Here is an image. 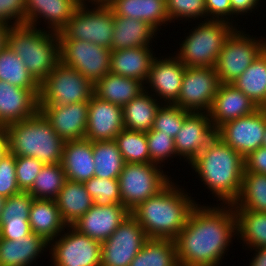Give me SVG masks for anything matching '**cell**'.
Here are the masks:
<instances>
[{
    "label": "cell",
    "instance_id": "cell-1",
    "mask_svg": "<svg viewBox=\"0 0 266 266\" xmlns=\"http://www.w3.org/2000/svg\"><path fill=\"white\" fill-rule=\"evenodd\" d=\"M236 238V216L232 205L197 204L174 239L178 264L221 266Z\"/></svg>",
    "mask_w": 266,
    "mask_h": 266
},
{
    "label": "cell",
    "instance_id": "cell-2",
    "mask_svg": "<svg viewBox=\"0 0 266 266\" xmlns=\"http://www.w3.org/2000/svg\"><path fill=\"white\" fill-rule=\"evenodd\" d=\"M201 181L204 190L208 189L213 201L219 205H232L238 198L243 172L244 158L217 135L189 164Z\"/></svg>",
    "mask_w": 266,
    "mask_h": 266
},
{
    "label": "cell",
    "instance_id": "cell-3",
    "mask_svg": "<svg viewBox=\"0 0 266 266\" xmlns=\"http://www.w3.org/2000/svg\"><path fill=\"white\" fill-rule=\"evenodd\" d=\"M178 183L172 179L156 195L130 211L148 238L174 240L186 225L192 209L201 204Z\"/></svg>",
    "mask_w": 266,
    "mask_h": 266
},
{
    "label": "cell",
    "instance_id": "cell-4",
    "mask_svg": "<svg viewBox=\"0 0 266 266\" xmlns=\"http://www.w3.org/2000/svg\"><path fill=\"white\" fill-rule=\"evenodd\" d=\"M7 45L23 60L28 72L40 84L60 62L57 32L27 24L11 26Z\"/></svg>",
    "mask_w": 266,
    "mask_h": 266
},
{
    "label": "cell",
    "instance_id": "cell-5",
    "mask_svg": "<svg viewBox=\"0 0 266 266\" xmlns=\"http://www.w3.org/2000/svg\"><path fill=\"white\" fill-rule=\"evenodd\" d=\"M8 151L15 156L33 157L43 164L62 161L65 141L38 111L34 116L5 126Z\"/></svg>",
    "mask_w": 266,
    "mask_h": 266
},
{
    "label": "cell",
    "instance_id": "cell-6",
    "mask_svg": "<svg viewBox=\"0 0 266 266\" xmlns=\"http://www.w3.org/2000/svg\"><path fill=\"white\" fill-rule=\"evenodd\" d=\"M193 25L173 54L186 67H215L225 41L237 27L222 20L195 21Z\"/></svg>",
    "mask_w": 266,
    "mask_h": 266
},
{
    "label": "cell",
    "instance_id": "cell-7",
    "mask_svg": "<svg viewBox=\"0 0 266 266\" xmlns=\"http://www.w3.org/2000/svg\"><path fill=\"white\" fill-rule=\"evenodd\" d=\"M114 13L105 2H82L58 33L59 40L88 41L112 50Z\"/></svg>",
    "mask_w": 266,
    "mask_h": 266
},
{
    "label": "cell",
    "instance_id": "cell-8",
    "mask_svg": "<svg viewBox=\"0 0 266 266\" xmlns=\"http://www.w3.org/2000/svg\"><path fill=\"white\" fill-rule=\"evenodd\" d=\"M94 84L61 61L39 84L38 105H67L89 102Z\"/></svg>",
    "mask_w": 266,
    "mask_h": 266
},
{
    "label": "cell",
    "instance_id": "cell-9",
    "mask_svg": "<svg viewBox=\"0 0 266 266\" xmlns=\"http://www.w3.org/2000/svg\"><path fill=\"white\" fill-rule=\"evenodd\" d=\"M155 163H125L118 177L121 204L129 211L156 195L174 177Z\"/></svg>",
    "mask_w": 266,
    "mask_h": 266
},
{
    "label": "cell",
    "instance_id": "cell-10",
    "mask_svg": "<svg viewBox=\"0 0 266 266\" xmlns=\"http://www.w3.org/2000/svg\"><path fill=\"white\" fill-rule=\"evenodd\" d=\"M245 29L237 27L224 43L215 65L220 83H233L266 49V37L250 35Z\"/></svg>",
    "mask_w": 266,
    "mask_h": 266
},
{
    "label": "cell",
    "instance_id": "cell-11",
    "mask_svg": "<svg viewBox=\"0 0 266 266\" xmlns=\"http://www.w3.org/2000/svg\"><path fill=\"white\" fill-rule=\"evenodd\" d=\"M49 254L50 266H101V242L72 226L49 242Z\"/></svg>",
    "mask_w": 266,
    "mask_h": 266
},
{
    "label": "cell",
    "instance_id": "cell-12",
    "mask_svg": "<svg viewBox=\"0 0 266 266\" xmlns=\"http://www.w3.org/2000/svg\"><path fill=\"white\" fill-rule=\"evenodd\" d=\"M111 50L88 41L60 40V61L95 84L110 73Z\"/></svg>",
    "mask_w": 266,
    "mask_h": 266
},
{
    "label": "cell",
    "instance_id": "cell-13",
    "mask_svg": "<svg viewBox=\"0 0 266 266\" xmlns=\"http://www.w3.org/2000/svg\"><path fill=\"white\" fill-rule=\"evenodd\" d=\"M220 85L215 67H186L179 98L174 103L193 113H207Z\"/></svg>",
    "mask_w": 266,
    "mask_h": 266
},
{
    "label": "cell",
    "instance_id": "cell-14",
    "mask_svg": "<svg viewBox=\"0 0 266 266\" xmlns=\"http://www.w3.org/2000/svg\"><path fill=\"white\" fill-rule=\"evenodd\" d=\"M148 239L139 222L130 214L101 243V266H129Z\"/></svg>",
    "mask_w": 266,
    "mask_h": 266
},
{
    "label": "cell",
    "instance_id": "cell-15",
    "mask_svg": "<svg viewBox=\"0 0 266 266\" xmlns=\"http://www.w3.org/2000/svg\"><path fill=\"white\" fill-rule=\"evenodd\" d=\"M266 129V108L227 121L216 129V135L243 158L260 148Z\"/></svg>",
    "mask_w": 266,
    "mask_h": 266
},
{
    "label": "cell",
    "instance_id": "cell-16",
    "mask_svg": "<svg viewBox=\"0 0 266 266\" xmlns=\"http://www.w3.org/2000/svg\"><path fill=\"white\" fill-rule=\"evenodd\" d=\"M185 70L186 66L174 54L158 55L152 62L144 89L159 102L174 104L179 98Z\"/></svg>",
    "mask_w": 266,
    "mask_h": 266
},
{
    "label": "cell",
    "instance_id": "cell-17",
    "mask_svg": "<svg viewBox=\"0 0 266 266\" xmlns=\"http://www.w3.org/2000/svg\"><path fill=\"white\" fill-rule=\"evenodd\" d=\"M216 136V128L208 113L191 112L174 138L179 160L188 165Z\"/></svg>",
    "mask_w": 266,
    "mask_h": 266
},
{
    "label": "cell",
    "instance_id": "cell-18",
    "mask_svg": "<svg viewBox=\"0 0 266 266\" xmlns=\"http://www.w3.org/2000/svg\"><path fill=\"white\" fill-rule=\"evenodd\" d=\"M88 102L67 105H39V112L64 141L85 139Z\"/></svg>",
    "mask_w": 266,
    "mask_h": 266
},
{
    "label": "cell",
    "instance_id": "cell-19",
    "mask_svg": "<svg viewBox=\"0 0 266 266\" xmlns=\"http://www.w3.org/2000/svg\"><path fill=\"white\" fill-rule=\"evenodd\" d=\"M85 139L110 141L124 129L123 107L93 95L89 100Z\"/></svg>",
    "mask_w": 266,
    "mask_h": 266
},
{
    "label": "cell",
    "instance_id": "cell-20",
    "mask_svg": "<svg viewBox=\"0 0 266 266\" xmlns=\"http://www.w3.org/2000/svg\"><path fill=\"white\" fill-rule=\"evenodd\" d=\"M81 3L80 0H25V24L59 33Z\"/></svg>",
    "mask_w": 266,
    "mask_h": 266
},
{
    "label": "cell",
    "instance_id": "cell-21",
    "mask_svg": "<svg viewBox=\"0 0 266 266\" xmlns=\"http://www.w3.org/2000/svg\"><path fill=\"white\" fill-rule=\"evenodd\" d=\"M129 215L130 211L121 203L105 206L94 204L72 227L102 243Z\"/></svg>",
    "mask_w": 266,
    "mask_h": 266
},
{
    "label": "cell",
    "instance_id": "cell-22",
    "mask_svg": "<svg viewBox=\"0 0 266 266\" xmlns=\"http://www.w3.org/2000/svg\"><path fill=\"white\" fill-rule=\"evenodd\" d=\"M39 89H24L0 80V125L34 116L39 111Z\"/></svg>",
    "mask_w": 266,
    "mask_h": 266
},
{
    "label": "cell",
    "instance_id": "cell-23",
    "mask_svg": "<svg viewBox=\"0 0 266 266\" xmlns=\"http://www.w3.org/2000/svg\"><path fill=\"white\" fill-rule=\"evenodd\" d=\"M257 109L259 107L234 85L220 83L207 113L212 124L217 129L223 123L248 116Z\"/></svg>",
    "mask_w": 266,
    "mask_h": 266
},
{
    "label": "cell",
    "instance_id": "cell-24",
    "mask_svg": "<svg viewBox=\"0 0 266 266\" xmlns=\"http://www.w3.org/2000/svg\"><path fill=\"white\" fill-rule=\"evenodd\" d=\"M154 45L112 49L110 73L136 79L145 84L154 58Z\"/></svg>",
    "mask_w": 266,
    "mask_h": 266
},
{
    "label": "cell",
    "instance_id": "cell-25",
    "mask_svg": "<svg viewBox=\"0 0 266 266\" xmlns=\"http://www.w3.org/2000/svg\"><path fill=\"white\" fill-rule=\"evenodd\" d=\"M48 251L49 243L33 232L15 240L0 238V266H32Z\"/></svg>",
    "mask_w": 266,
    "mask_h": 266
},
{
    "label": "cell",
    "instance_id": "cell-26",
    "mask_svg": "<svg viewBox=\"0 0 266 266\" xmlns=\"http://www.w3.org/2000/svg\"><path fill=\"white\" fill-rule=\"evenodd\" d=\"M93 142L88 139L65 141L61 165L66 179L84 183L95 175Z\"/></svg>",
    "mask_w": 266,
    "mask_h": 266
},
{
    "label": "cell",
    "instance_id": "cell-27",
    "mask_svg": "<svg viewBox=\"0 0 266 266\" xmlns=\"http://www.w3.org/2000/svg\"><path fill=\"white\" fill-rule=\"evenodd\" d=\"M105 3L116 16L147 22L160 35L162 34L160 31H163L162 28L170 23L165 0H106Z\"/></svg>",
    "mask_w": 266,
    "mask_h": 266
},
{
    "label": "cell",
    "instance_id": "cell-28",
    "mask_svg": "<svg viewBox=\"0 0 266 266\" xmlns=\"http://www.w3.org/2000/svg\"><path fill=\"white\" fill-rule=\"evenodd\" d=\"M157 34L159 35V32L147 22L114 14L112 49L153 45L152 43L157 42Z\"/></svg>",
    "mask_w": 266,
    "mask_h": 266
},
{
    "label": "cell",
    "instance_id": "cell-29",
    "mask_svg": "<svg viewBox=\"0 0 266 266\" xmlns=\"http://www.w3.org/2000/svg\"><path fill=\"white\" fill-rule=\"evenodd\" d=\"M28 221L31 232L43 237L48 243L56 239L67 227L53 199L34 198Z\"/></svg>",
    "mask_w": 266,
    "mask_h": 266
},
{
    "label": "cell",
    "instance_id": "cell-30",
    "mask_svg": "<svg viewBox=\"0 0 266 266\" xmlns=\"http://www.w3.org/2000/svg\"><path fill=\"white\" fill-rule=\"evenodd\" d=\"M144 90L142 82L112 73H107L94 84L95 96L121 107H124Z\"/></svg>",
    "mask_w": 266,
    "mask_h": 266
},
{
    "label": "cell",
    "instance_id": "cell-31",
    "mask_svg": "<svg viewBox=\"0 0 266 266\" xmlns=\"http://www.w3.org/2000/svg\"><path fill=\"white\" fill-rule=\"evenodd\" d=\"M55 201L62 220L67 226H72L94 205L93 198L84 184L68 179Z\"/></svg>",
    "mask_w": 266,
    "mask_h": 266
},
{
    "label": "cell",
    "instance_id": "cell-32",
    "mask_svg": "<svg viewBox=\"0 0 266 266\" xmlns=\"http://www.w3.org/2000/svg\"><path fill=\"white\" fill-rule=\"evenodd\" d=\"M161 104L150 92L144 90L123 107L124 128L148 132L153 127L157 110Z\"/></svg>",
    "mask_w": 266,
    "mask_h": 266
},
{
    "label": "cell",
    "instance_id": "cell-33",
    "mask_svg": "<svg viewBox=\"0 0 266 266\" xmlns=\"http://www.w3.org/2000/svg\"><path fill=\"white\" fill-rule=\"evenodd\" d=\"M234 213L237 240L243 243L242 249L266 247V212L234 210Z\"/></svg>",
    "mask_w": 266,
    "mask_h": 266
},
{
    "label": "cell",
    "instance_id": "cell-34",
    "mask_svg": "<svg viewBox=\"0 0 266 266\" xmlns=\"http://www.w3.org/2000/svg\"><path fill=\"white\" fill-rule=\"evenodd\" d=\"M231 84L259 108H266V49Z\"/></svg>",
    "mask_w": 266,
    "mask_h": 266
},
{
    "label": "cell",
    "instance_id": "cell-35",
    "mask_svg": "<svg viewBox=\"0 0 266 266\" xmlns=\"http://www.w3.org/2000/svg\"><path fill=\"white\" fill-rule=\"evenodd\" d=\"M129 266H179L175 241L149 238Z\"/></svg>",
    "mask_w": 266,
    "mask_h": 266
},
{
    "label": "cell",
    "instance_id": "cell-36",
    "mask_svg": "<svg viewBox=\"0 0 266 266\" xmlns=\"http://www.w3.org/2000/svg\"><path fill=\"white\" fill-rule=\"evenodd\" d=\"M232 207L234 210L266 212V175L243 172L241 191Z\"/></svg>",
    "mask_w": 266,
    "mask_h": 266
},
{
    "label": "cell",
    "instance_id": "cell-37",
    "mask_svg": "<svg viewBox=\"0 0 266 266\" xmlns=\"http://www.w3.org/2000/svg\"><path fill=\"white\" fill-rule=\"evenodd\" d=\"M93 157L96 177L118 179L125 165L114 140L93 142Z\"/></svg>",
    "mask_w": 266,
    "mask_h": 266
},
{
    "label": "cell",
    "instance_id": "cell-38",
    "mask_svg": "<svg viewBox=\"0 0 266 266\" xmlns=\"http://www.w3.org/2000/svg\"><path fill=\"white\" fill-rule=\"evenodd\" d=\"M0 80L24 89H39V83L28 72L23 60L8 45L0 51Z\"/></svg>",
    "mask_w": 266,
    "mask_h": 266
},
{
    "label": "cell",
    "instance_id": "cell-39",
    "mask_svg": "<svg viewBox=\"0 0 266 266\" xmlns=\"http://www.w3.org/2000/svg\"><path fill=\"white\" fill-rule=\"evenodd\" d=\"M66 181L61 163L44 164L28 191L36 199H53L58 197Z\"/></svg>",
    "mask_w": 266,
    "mask_h": 266
},
{
    "label": "cell",
    "instance_id": "cell-40",
    "mask_svg": "<svg viewBox=\"0 0 266 266\" xmlns=\"http://www.w3.org/2000/svg\"><path fill=\"white\" fill-rule=\"evenodd\" d=\"M114 141L125 163H150L146 132L124 128Z\"/></svg>",
    "mask_w": 266,
    "mask_h": 266
},
{
    "label": "cell",
    "instance_id": "cell-41",
    "mask_svg": "<svg viewBox=\"0 0 266 266\" xmlns=\"http://www.w3.org/2000/svg\"><path fill=\"white\" fill-rule=\"evenodd\" d=\"M165 3L170 24L181 20V23L207 20L205 0H165Z\"/></svg>",
    "mask_w": 266,
    "mask_h": 266
},
{
    "label": "cell",
    "instance_id": "cell-42",
    "mask_svg": "<svg viewBox=\"0 0 266 266\" xmlns=\"http://www.w3.org/2000/svg\"><path fill=\"white\" fill-rule=\"evenodd\" d=\"M33 199L29 192L23 191L6 198L0 224H30L28 220Z\"/></svg>",
    "mask_w": 266,
    "mask_h": 266
},
{
    "label": "cell",
    "instance_id": "cell-43",
    "mask_svg": "<svg viewBox=\"0 0 266 266\" xmlns=\"http://www.w3.org/2000/svg\"><path fill=\"white\" fill-rule=\"evenodd\" d=\"M190 113L176 104L162 103L157 110L152 129L175 138Z\"/></svg>",
    "mask_w": 266,
    "mask_h": 266
},
{
    "label": "cell",
    "instance_id": "cell-44",
    "mask_svg": "<svg viewBox=\"0 0 266 266\" xmlns=\"http://www.w3.org/2000/svg\"><path fill=\"white\" fill-rule=\"evenodd\" d=\"M87 192L98 206L121 203L118 179L92 177L83 183Z\"/></svg>",
    "mask_w": 266,
    "mask_h": 266
},
{
    "label": "cell",
    "instance_id": "cell-45",
    "mask_svg": "<svg viewBox=\"0 0 266 266\" xmlns=\"http://www.w3.org/2000/svg\"><path fill=\"white\" fill-rule=\"evenodd\" d=\"M150 163L158 164L165 168V163L177 157L174 138L160 131L149 130L146 132Z\"/></svg>",
    "mask_w": 266,
    "mask_h": 266
},
{
    "label": "cell",
    "instance_id": "cell-46",
    "mask_svg": "<svg viewBox=\"0 0 266 266\" xmlns=\"http://www.w3.org/2000/svg\"><path fill=\"white\" fill-rule=\"evenodd\" d=\"M15 170L16 156L8 151L0 160V195L4 198L21 192Z\"/></svg>",
    "mask_w": 266,
    "mask_h": 266
},
{
    "label": "cell",
    "instance_id": "cell-47",
    "mask_svg": "<svg viewBox=\"0 0 266 266\" xmlns=\"http://www.w3.org/2000/svg\"><path fill=\"white\" fill-rule=\"evenodd\" d=\"M44 164L36 158L16 156V177L20 191L28 192Z\"/></svg>",
    "mask_w": 266,
    "mask_h": 266
},
{
    "label": "cell",
    "instance_id": "cell-48",
    "mask_svg": "<svg viewBox=\"0 0 266 266\" xmlns=\"http://www.w3.org/2000/svg\"><path fill=\"white\" fill-rule=\"evenodd\" d=\"M25 16V0H0V23L10 27L24 25Z\"/></svg>",
    "mask_w": 266,
    "mask_h": 266
},
{
    "label": "cell",
    "instance_id": "cell-49",
    "mask_svg": "<svg viewBox=\"0 0 266 266\" xmlns=\"http://www.w3.org/2000/svg\"><path fill=\"white\" fill-rule=\"evenodd\" d=\"M207 20H222L232 24L230 0H205Z\"/></svg>",
    "mask_w": 266,
    "mask_h": 266
},
{
    "label": "cell",
    "instance_id": "cell-50",
    "mask_svg": "<svg viewBox=\"0 0 266 266\" xmlns=\"http://www.w3.org/2000/svg\"><path fill=\"white\" fill-rule=\"evenodd\" d=\"M262 1L264 2L265 0H230L232 9V24L236 27L239 26L240 28L241 25H238L236 21L241 17L244 18V16H250L251 13L253 14V12L254 14L259 12V7H262V5H260L263 3Z\"/></svg>",
    "mask_w": 266,
    "mask_h": 266
},
{
    "label": "cell",
    "instance_id": "cell-51",
    "mask_svg": "<svg viewBox=\"0 0 266 266\" xmlns=\"http://www.w3.org/2000/svg\"><path fill=\"white\" fill-rule=\"evenodd\" d=\"M244 172L266 175V148L261 146L244 158Z\"/></svg>",
    "mask_w": 266,
    "mask_h": 266
},
{
    "label": "cell",
    "instance_id": "cell-52",
    "mask_svg": "<svg viewBox=\"0 0 266 266\" xmlns=\"http://www.w3.org/2000/svg\"><path fill=\"white\" fill-rule=\"evenodd\" d=\"M30 233V224H0V238L15 240Z\"/></svg>",
    "mask_w": 266,
    "mask_h": 266
},
{
    "label": "cell",
    "instance_id": "cell-53",
    "mask_svg": "<svg viewBox=\"0 0 266 266\" xmlns=\"http://www.w3.org/2000/svg\"><path fill=\"white\" fill-rule=\"evenodd\" d=\"M253 252V256L249 260V266H266V247L245 249Z\"/></svg>",
    "mask_w": 266,
    "mask_h": 266
},
{
    "label": "cell",
    "instance_id": "cell-54",
    "mask_svg": "<svg viewBox=\"0 0 266 266\" xmlns=\"http://www.w3.org/2000/svg\"><path fill=\"white\" fill-rule=\"evenodd\" d=\"M8 152V141L5 126L0 125V160Z\"/></svg>",
    "mask_w": 266,
    "mask_h": 266
},
{
    "label": "cell",
    "instance_id": "cell-55",
    "mask_svg": "<svg viewBox=\"0 0 266 266\" xmlns=\"http://www.w3.org/2000/svg\"><path fill=\"white\" fill-rule=\"evenodd\" d=\"M10 26L0 23V51L7 45V36Z\"/></svg>",
    "mask_w": 266,
    "mask_h": 266
},
{
    "label": "cell",
    "instance_id": "cell-56",
    "mask_svg": "<svg viewBox=\"0 0 266 266\" xmlns=\"http://www.w3.org/2000/svg\"><path fill=\"white\" fill-rule=\"evenodd\" d=\"M6 198H4L3 196L0 195V218H1V214H2V210H3V206L5 203Z\"/></svg>",
    "mask_w": 266,
    "mask_h": 266
},
{
    "label": "cell",
    "instance_id": "cell-57",
    "mask_svg": "<svg viewBox=\"0 0 266 266\" xmlns=\"http://www.w3.org/2000/svg\"><path fill=\"white\" fill-rule=\"evenodd\" d=\"M81 2H105L106 0H80Z\"/></svg>",
    "mask_w": 266,
    "mask_h": 266
},
{
    "label": "cell",
    "instance_id": "cell-58",
    "mask_svg": "<svg viewBox=\"0 0 266 266\" xmlns=\"http://www.w3.org/2000/svg\"><path fill=\"white\" fill-rule=\"evenodd\" d=\"M262 146L266 148V129H265V132H264V138H263Z\"/></svg>",
    "mask_w": 266,
    "mask_h": 266
}]
</instances>
